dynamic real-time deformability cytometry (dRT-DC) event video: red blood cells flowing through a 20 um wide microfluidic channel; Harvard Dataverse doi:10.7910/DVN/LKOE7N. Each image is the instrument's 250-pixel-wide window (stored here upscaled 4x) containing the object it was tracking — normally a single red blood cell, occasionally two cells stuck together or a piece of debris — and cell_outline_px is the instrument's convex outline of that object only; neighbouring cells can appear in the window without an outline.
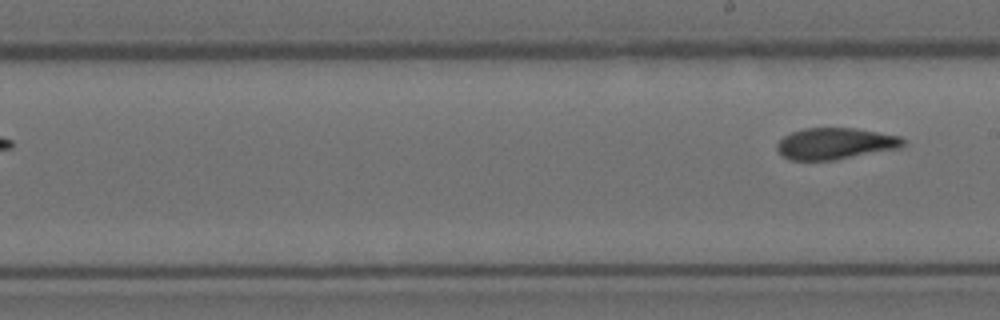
{"species": "Egyptian fruit bat (a non-hibernating species)", "species_latin": "Rousettus aegyptiacus", "temperature_condition": "room temperature", "stored_images_in_passage": 8, "segment_of_instrument_passage": [2, 2], "camera_frame_rate_fps": 3000, "um_per_image_px": 0.085, "animal": {"sex": "female"}, "frame": {"image": 1, "passage_image": 8, "time_ms": 9.0, "image_size_px": [1000, 320], "cell_outline_px": [[904, 144], [900, 148], [836, 160], [792, 160], [784, 156], [776, 148], [776, 144], [784, 136], [792, 132], [804, 128], [856, 128], [900, 136], [904, 140]], "centroid_in_image_um": [71.01, 12.2], "position_along_channel_um": 218.0, "area_um2": 23.06}}